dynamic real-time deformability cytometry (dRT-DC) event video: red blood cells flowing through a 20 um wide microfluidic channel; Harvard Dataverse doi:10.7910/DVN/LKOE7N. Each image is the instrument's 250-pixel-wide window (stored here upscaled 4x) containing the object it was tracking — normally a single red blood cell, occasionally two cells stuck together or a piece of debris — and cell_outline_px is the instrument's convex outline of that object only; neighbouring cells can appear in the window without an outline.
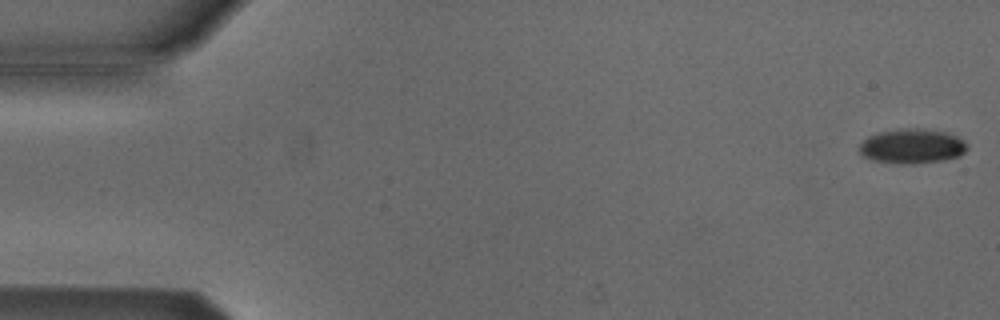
{"species": "Egyptian fruit bat (a non-hibernating species)", "species_latin": "Rousettus aegyptiacus", "temperature_condition": "cold", "stored_images_in_passage": 12, "camera_frame_rate_fps": 3000, "um_per_image_px": 0.085, "animal": {"sex": "male"}, "frame": {"image": 1, "passage_image": 1, "time_ms": 0.0, "image_size_px": [1000, 320], "cell_outline_px": [[968, 148], [960, 156], [944, 160], [912, 164], [900, 164], [872, 160], [864, 156], [860, 152], [860, 144], [868, 136], [880, 132], [904, 128], [916, 128], [948, 132], [964, 140], [968, 144]], "centroid_in_image_um": [77.56, 12.43], "position_along_channel_um": 7.4, "area_um2": 21.85}}